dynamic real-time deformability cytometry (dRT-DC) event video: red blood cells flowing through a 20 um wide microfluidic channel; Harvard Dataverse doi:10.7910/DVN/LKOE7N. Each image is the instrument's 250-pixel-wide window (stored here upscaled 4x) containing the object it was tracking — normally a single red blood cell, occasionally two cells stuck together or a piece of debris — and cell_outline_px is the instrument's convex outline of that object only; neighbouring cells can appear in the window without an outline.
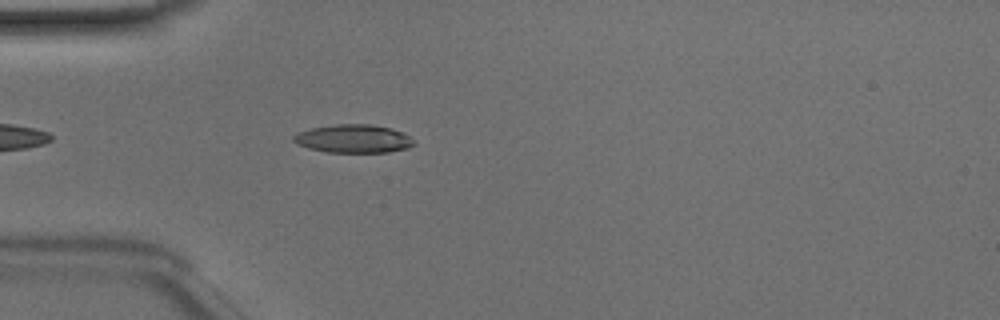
{"species": "Egyptian fruit bat (a non-hibernating species)", "species_latin": "Rousettus aegyptiacus", "temperature_condition": "room temperature", "stored_images_in_passage": 40, "camera_frame_rate_fps": 3000, "um_per_image_px": 0.085, "animal": {"sex": "male"}, "frame": {"image": 1, "passage_image": 5, "time_ms": 1.333, "image_size_px": [1000, 320], "cell_outline_px": [[416, 144], [408, 148], [388, 152], [328, 152], [308, 148], [296, 144], [292, 140], [292, 136], [300, 132], [312, 128], [336, 124], [368, 124], [392, 128], [404, 132], [416, 140]], "centroid_in_image_um": [30.09, 11.79], "position_along_channel_um": 54.9, "area_um2": 20.0}}
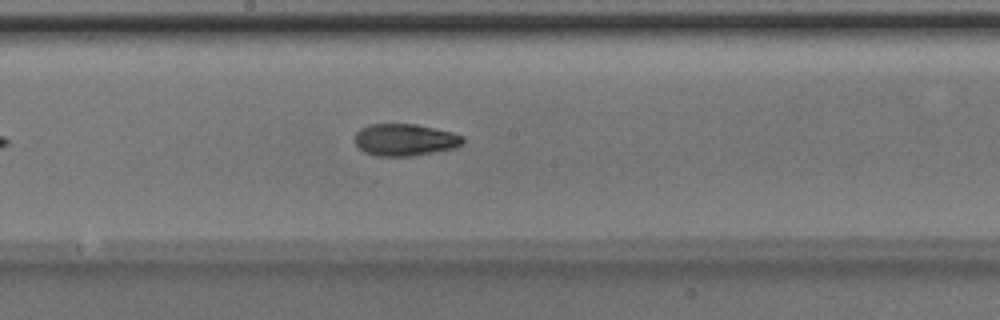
{"frame": {"image": 2, "passage_image": 17, "time_ms": 5.333, "image_size_px": [1000, 320], "cell_outline_px": [[464, 144], [456, 148], [412, 156], [376, 156], [364, 152], [352, 140], [356, 132], [360, 128], [368, 124], [416, 124], [452, 132], [464, 136]], "centroid_in_image_um": [34.41, 11.88], "position_along_channel_um": 213.8, "area_um2": 20.46}}
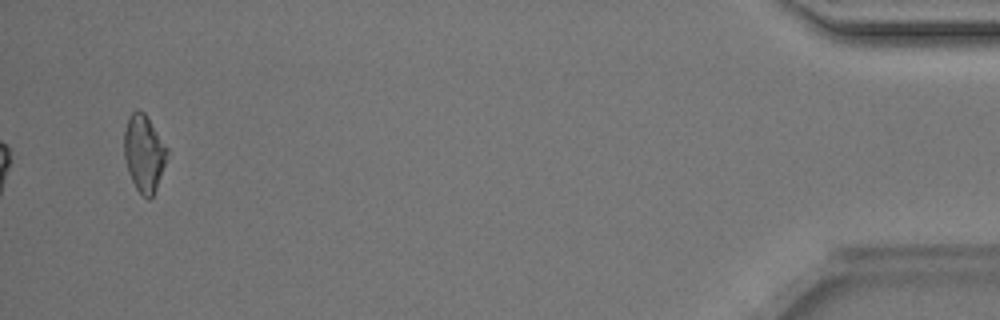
{"frame": {"image": 3, "passage_image": 38, "time_ms": 12.333, "image_size_px": [1000, 320], "cell_outline_px": [[168, 152], [156, 188], [152, 196], [148, 200], [136, 188], [128, 172], [124, 156], [124, 132], [128, 116], [136, 108], [144, 112], [168, 148]], "centroid_in_image_um": [12.22, 12.99], "position_along_channel_um": 423.0, "area_um2": 19.02}, "authors_computed_cell_mechanics": {"area_um2": 19.5364, "velocity_mm_per_s": 4.1431, "shape_relaxation_time_tau1_ms": 5.0133, "shape_relaxation_time_tau2_ms": 3.5042, "deformation_change_tau1": 0.1564, "deformation_change_tau2": 0.103}}